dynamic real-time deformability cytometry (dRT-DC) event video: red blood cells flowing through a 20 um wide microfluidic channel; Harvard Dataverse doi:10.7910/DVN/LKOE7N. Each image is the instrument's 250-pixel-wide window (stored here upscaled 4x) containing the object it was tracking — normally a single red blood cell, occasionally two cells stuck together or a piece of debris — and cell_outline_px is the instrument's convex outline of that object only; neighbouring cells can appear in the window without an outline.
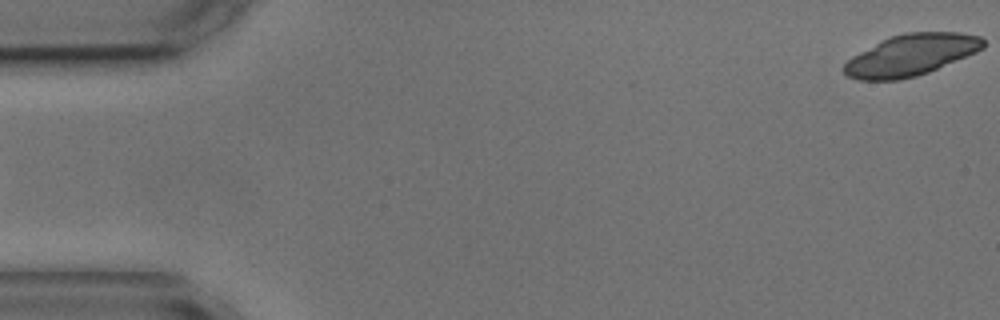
{"species": "common noctule bat (a hibernating species)", "species_latin": "Nyctalus noctula", "temperature_condition": "cold", "stored_images_in_passage": 4, "camera_frame_rate_fps": 3000, "um_per_image_px": 0.085, "animal": {"sex": "male", "body_mass_g": 17.9, "forearm_length_mm": 54.2}, "frame": {"image": 1, "passage_image": 4, "time_ms": 3.667, "image_size_px": [1000, 320], "cell_outline_px": [[984, 48], [976, 52], [928, 72], [916, 76], [900, 80], [856, 80], [848, 76], [844, 72], [844, 64], [852, 56], [880, 40], [904, 32], [960, 32], [980, 36], [984, 40]], "centroid_in_image_um": [77.42, 4.67], "position_along_channel_um": 7.6, "area_um2": 33.52}}